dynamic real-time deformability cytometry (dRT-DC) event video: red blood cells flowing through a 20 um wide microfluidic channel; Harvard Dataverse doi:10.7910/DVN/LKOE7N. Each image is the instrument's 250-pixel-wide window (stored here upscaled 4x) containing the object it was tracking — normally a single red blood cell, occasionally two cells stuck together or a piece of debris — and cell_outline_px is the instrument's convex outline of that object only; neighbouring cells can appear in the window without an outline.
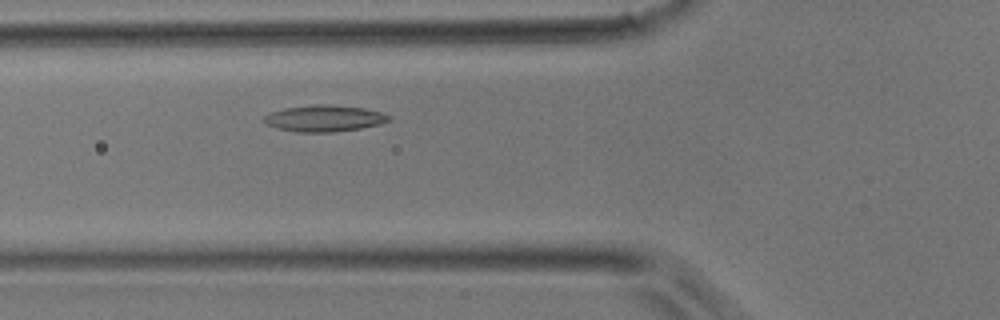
{"species": "common noctule bat (a hibernating species)", "species_latin": "Nyctalus noctula", "temperature_condition": "room temperature", "stored_images_in_passage": 33, "camera_frame_rate_fps": 3000, "um_per_image_px": 0.085, "animal": {"sex": "male", "body_mass_g": 17.9}, "frame": {"image": 1, "passage_image": 5, "time_ms": 1.333, "image_size_px": [1000, 320], "cell_outline_px": [[392, 120], [380, 124], [360, 128], [332, 132], [296, 132], [276, 128], [268, 124], [264, 120], [264, 116], [268, 112], [284, 108], [316, 104], [328, 104], [364, 108], [380, 112], [392, 116]], "centroid_in_image_um": [27.57, 10.05], "position_along_channel_um": 98.2, "area_um2": 19.31}}
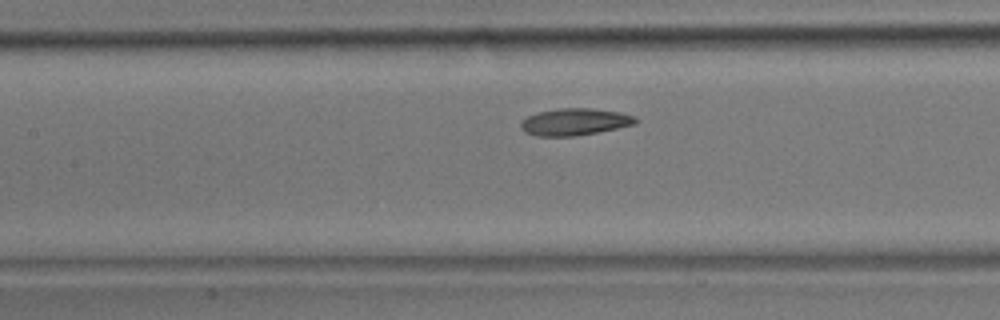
{"frame": {"image": 2, "passage_image": 9, "time_ms": 2.667, "image_size_px": [1000, 320], "cell_outline_px": [[640, 120], [636, 124], [576, 136], [536, 136], [524, 132], [520, 128], [520, 120], [536, 112], [556, 108], [592, 108], [620, 112], [636, 116]], "centroid_in_image_um": [48.83, 10.35], "position_along_channel_um": 158.6, "area_um2": 18.32}}
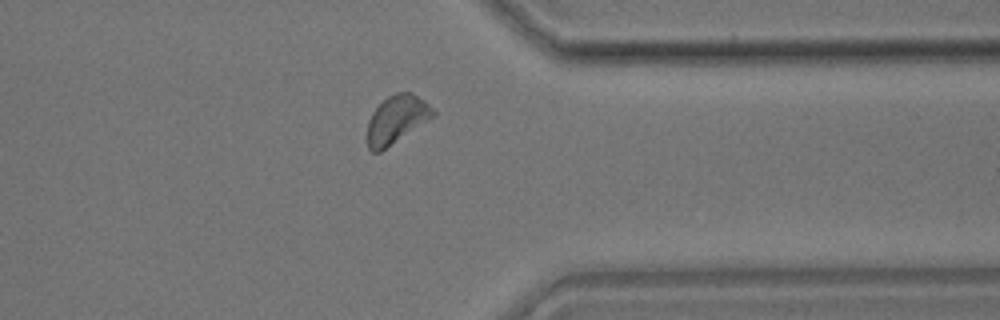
{"frame": {"image": 3, "passage_image": 24, "time_ms": 7.667, "image_size_px": [1000, 320], "cell_outline_px": [[436, 116], [380, 152], [372, 152], [368, 148], [364, 136], [368, 120], [372, 112], [388, 96], [396, 92], [408, 92], [424, 100], [436, 112]], "centroid_in_image_um": [33.67, 10.19], "position_along_channel_um": 377.7, "area_um2": 18.67}}